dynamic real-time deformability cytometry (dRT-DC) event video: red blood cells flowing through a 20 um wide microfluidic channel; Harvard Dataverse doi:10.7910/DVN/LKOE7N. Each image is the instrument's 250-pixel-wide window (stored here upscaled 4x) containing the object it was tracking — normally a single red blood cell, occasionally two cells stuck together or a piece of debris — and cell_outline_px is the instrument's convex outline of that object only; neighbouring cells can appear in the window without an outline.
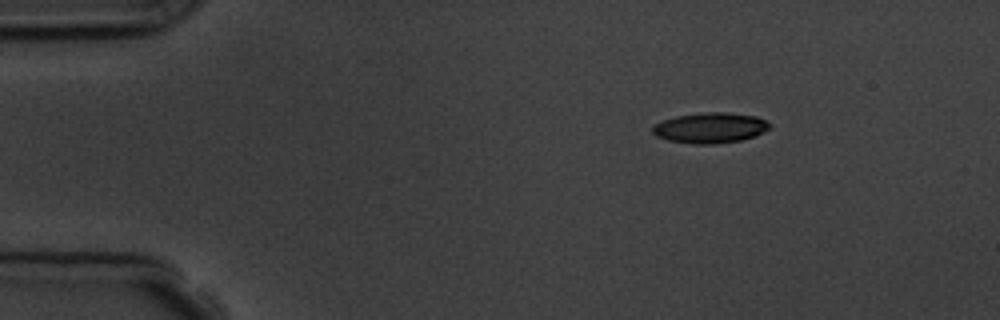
{"species": "common noctule bat (a hibernating species)", "species_latin": "Nyctalus noctula", "temperature_condition": "room temperature", "stored_images_in_passage": 5, "camera_frame_rate_fps": 3000, "um_per_image_px": 0.085, "animal": {"sex": "male", "body_mass_g": 19.5, "forearm_length_mm": 54.6}, "frame": {"image": 1, "passage_image": 2, "time_ms": 1.0, "image_size_px": [1000, 320], "cell_outline_px": [[772, 124], [764, 132], [756, 136], [740, 140], [716, 144], [692, 144], [668, 140], [656, 136], [652, 132], [652, 128], [656, 124], [664, 120], [676, 116], [704, 112], [724, 112], [756, 116]], "centroid_in_image_um": [60.38, 10.87], "position_along_channel_um": 24.6, "area_um2": 20.75}}
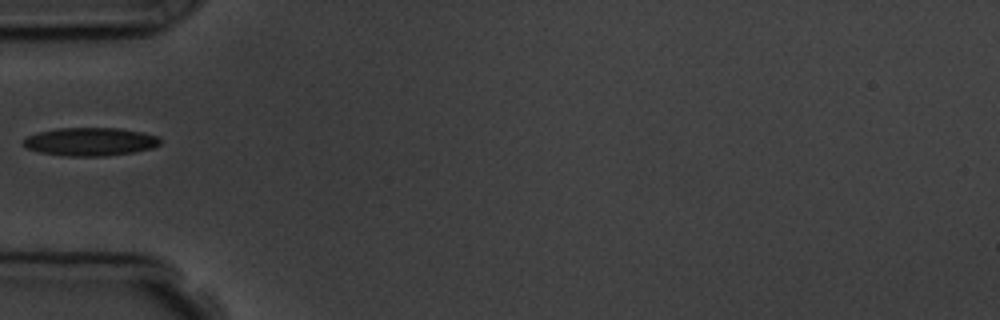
{"frame": {"image": 2, "passage_image": 5, "time_ms": 4.333, "image_size_px": [1000, 320], "cell_outline_px": [[160, 144], [152, 148], [132, 152], [104, 156], [68, 156], [40, 152], [28, 148], [24, 144], [24, 136], [36, 132], [56, 128], [120, 128], [160, 136]], "centroid_in_image_um": [7.66, 12.03], "position_along_channel_um": 77.3, "area_um2": 22.48}}